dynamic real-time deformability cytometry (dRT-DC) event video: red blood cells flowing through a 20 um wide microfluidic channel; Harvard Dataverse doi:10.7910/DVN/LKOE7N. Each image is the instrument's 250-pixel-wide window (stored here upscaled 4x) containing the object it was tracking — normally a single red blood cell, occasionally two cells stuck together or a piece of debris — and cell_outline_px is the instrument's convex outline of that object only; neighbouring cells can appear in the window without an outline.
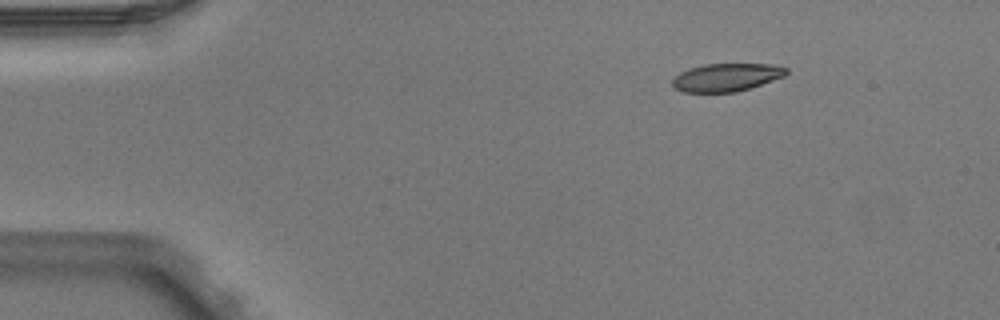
{"species": "Egyptian fruit bat (a non-hibernating species)", "species_latin": "Rousettus aegyptiacus", "temperature_condition": "warm", "stored_images_in_passage": 3, "camera_frame_rate_fps": 3000, "um_per_image_px": 0.085, "animal": {"sex": "male"}, "frame": {"image": 1, "passage_image": 1, "time_ms": 0.0, "image_size_px": [1000, 320], "cell_outline_px": [[788, 72], [784, 76], [736, 92], [684, 92], [676, 88], [672, 84], [672, 80], [680, 72], [688, 68], [704, 64], [772, 64], [788, 68]], "centroid_in_image_um": [61.73, 6.56], "position_along_channel_um": 23.3, "area_um2": 18.38}}